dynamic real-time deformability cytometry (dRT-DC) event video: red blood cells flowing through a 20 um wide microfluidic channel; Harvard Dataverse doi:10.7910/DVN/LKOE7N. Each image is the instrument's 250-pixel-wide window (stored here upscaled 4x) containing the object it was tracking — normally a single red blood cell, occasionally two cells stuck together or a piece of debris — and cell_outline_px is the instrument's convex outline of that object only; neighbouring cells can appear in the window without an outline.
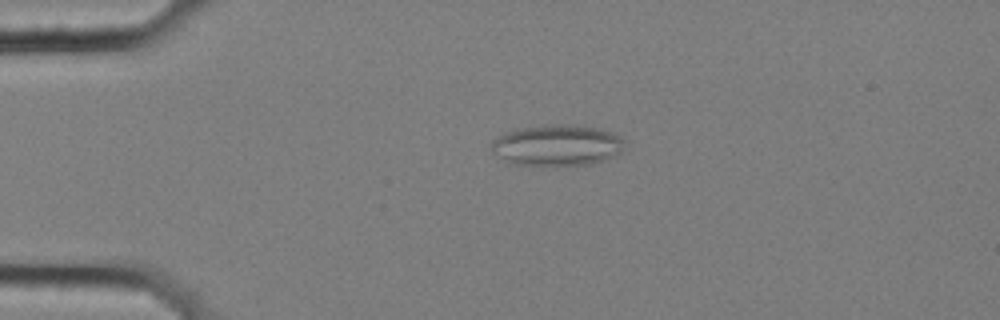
{"species": "common noctule bat (a hibernating species)", "species_latin": "Nyctalus noctula", "temperature_condition": "cold", "stored_images_in_passage": 5, "camera_frame_rate_fps": 3000, "um_per_image_px": 0.085, "animal": {"sex": "female", "body_mass_g": 25.1}, "frame": {"image": 1, "passage_image": 4, "time_ms": 1.0, "image_size_px": [1000, 320], "cell_outline_px": [[624, 140], [620, 152], [604, 160], [592, 164], [540, 168], [512, 164], [492, 152], [488, 148], [492, 140], [516, 128], [556, 124], [572, 124], [600, 128], [612, 132]], "centroid_in_image_um": [47.3, 12.38], "position_along_channel_um": 37.7, "area_um2": 32.71}}